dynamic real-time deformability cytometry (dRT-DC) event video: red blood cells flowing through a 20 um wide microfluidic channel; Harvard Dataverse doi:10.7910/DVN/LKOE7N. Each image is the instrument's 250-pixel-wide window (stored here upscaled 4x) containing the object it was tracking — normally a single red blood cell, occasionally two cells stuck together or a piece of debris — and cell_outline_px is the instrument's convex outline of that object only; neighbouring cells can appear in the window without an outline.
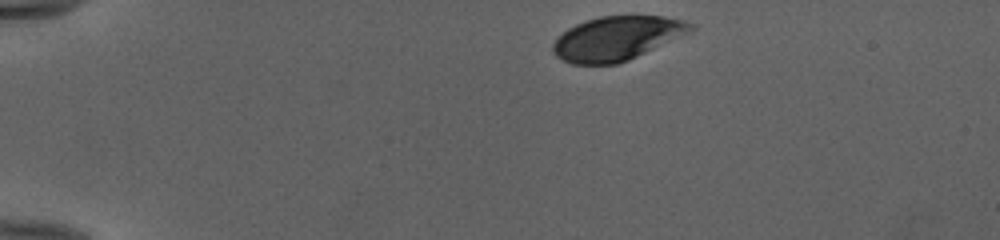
{"species": "human", "species_latin": "Homo sapiens", "temperature_condition": "cold", "stored_images_in_passage": 38, "camera_frame_rate_fps": 3000, "um_per_image_px": 0.085, "donor": {"sex": "female"}, "frame": {"image": 1, "passage_image": 1, "time_ms": 0.0, "image_size_px": [1000, 240], "cell_outline_px": [[696, 28], [692, 32], [628, 60], [616, 64], [572, 64], [556, 56], [552, 52], [552, 44], [556, 36], [568, 28], [584, 20], [600, 16], [664, 16], [684, 20], [696, 24]], "centroid_in_image_um": [52.45, 3.25], "position_along_channel_um": 32.6, "area_um2": 35.66}}
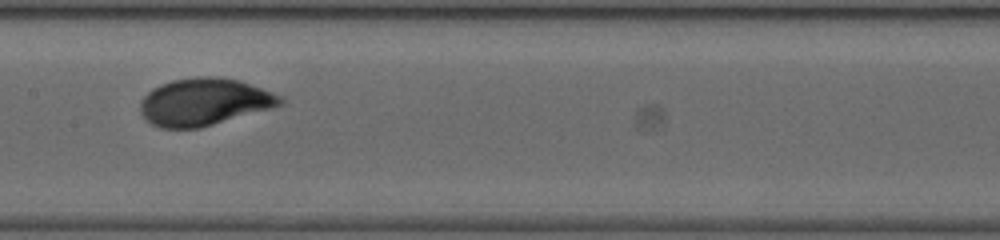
{"frame": {"image": 2, "passage_image": 19, "time_ms": 6.0, "image_size_px": [1000, 240], "cell_outline_px": [[284, 104], [272, 108], [200, 128], [160, 128], [144, 120], [140, 112], [140, 100], [152, 88], [160, 84], [172, 80], [196, 76], [216, 76], [240, 80], [284, 96]], "centroid_in_image_um": [17.36, 8.66], "position_along_channel_um": 190.0, "area_um2": 39.02}}
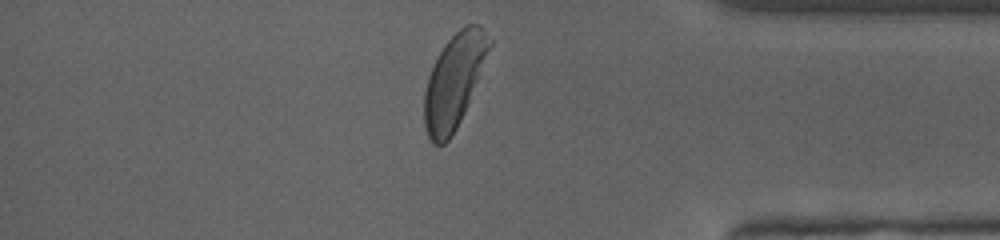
{"frame": {"image": 3, "passage_image": 36, "time_ms": 11.667, "image_size_px": [1000, 240], "cell_outline_px": [[492, 44], [464, 112], [456, 128], [448, 140], [444, 144], [432, 144], [428, 136], [424, 124], [424, 92], [428, 76], [444, 44], [460, 28], [468, 24], [476, 24], [492, 40]], "centroid_in_image_um": [38.57, 6.9], "position_along_channel_um": 396.6, "area_um2": 34.74}, "authors_computed_cell_mechanics": {"area_um2": 37.8879, "velocity_mm_per_s": 3.9469, "shape_relaxation_time_tau1_ms": 2.2439, "shape_relaxation_time_tau2_ms": null, "deformation_change_tau1": 0.143, "deformation_change_tau2": null}}